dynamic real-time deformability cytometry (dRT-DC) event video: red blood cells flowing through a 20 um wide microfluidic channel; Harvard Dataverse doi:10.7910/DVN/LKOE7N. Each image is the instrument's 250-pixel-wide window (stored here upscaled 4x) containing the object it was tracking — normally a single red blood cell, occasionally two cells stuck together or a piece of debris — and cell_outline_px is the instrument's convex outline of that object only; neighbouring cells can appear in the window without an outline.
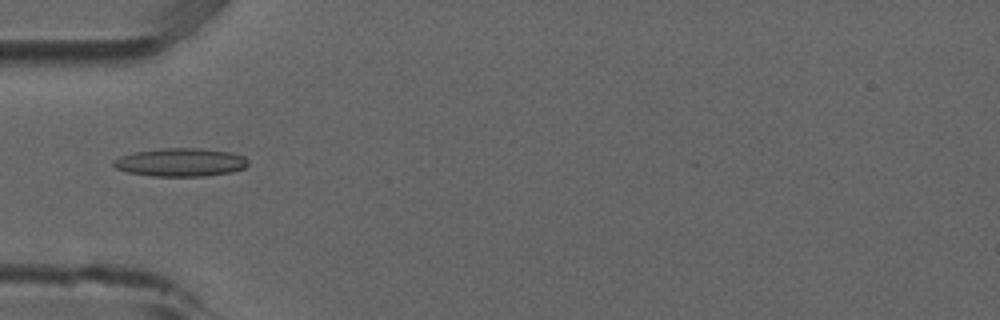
{"species": "common noctule bat (a hibernating species)", "species_latin": "Nyctalus noctula", "temperature_condition": "room temperature", "stored_images_in_passage": 7, "camera_frame_rate_fps": 3000, "um_per_image_px": 0.085, "animal": {"sex": "male", "forearm_length_mm": 52.5}, "frame": {"image": 1, "passage_image": 5, "time_ms": 1.333, "image_size_px": [1000, 320], "cell_outline_px": [[248, 164], [244, 168], [232, 172], [204, 176], [152, 176], [128, 172], [116, 168], [112, 164], [112, 160], [120, 156], [136, 152], [160, 148], [200, 148], [232, 152], [244, 156], [248, 160]], "centroid_in_image_um": [15.36, 13.79], "position_along_channel_um": 69.6, "area_um2": 22.25}}
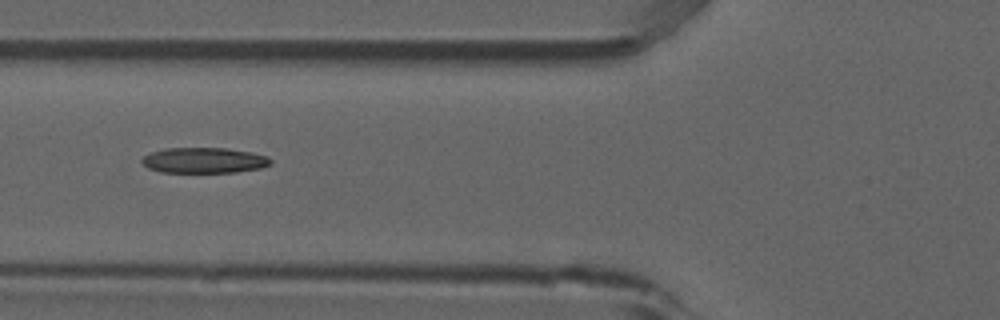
{"frame": {"image": 2, "passage_image": 6, "time_ms": 1.667, "image_size_px": [1000, 320], "cell_outline_px": [[272, 164], [260, 168], [236, 172], [160, 172], [148, 168], [140, 160], [144, 156], [152, 152], [164, 148], [224, 148], [252, 152], [268, 156], [272, 160]], "centroid_in_image_um": [17.36, 13.63], "position_along_channel_um": 108.4, "area_um2": 19.19}}
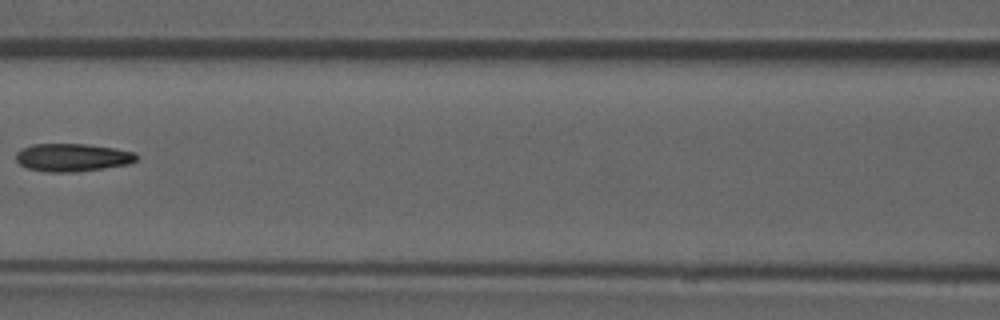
{"frame": {"image": 3, "passage_image": 7, "time_ms": 2.0, "image_size_px": [1000, 320], "cell_outline_px": [[136, 160], [128, 164], [104, 168], [76, 172], [48, 172], [28, 168], [20, 164], [16, 160], [16, 152], [20, 148], [32, 144], [88, 144], [116, 148], [136, 152]], "centroid_in_image_um": [6.14, 13.37], "position_along_channel_um": 160.5, "area_um2": 19.71}}